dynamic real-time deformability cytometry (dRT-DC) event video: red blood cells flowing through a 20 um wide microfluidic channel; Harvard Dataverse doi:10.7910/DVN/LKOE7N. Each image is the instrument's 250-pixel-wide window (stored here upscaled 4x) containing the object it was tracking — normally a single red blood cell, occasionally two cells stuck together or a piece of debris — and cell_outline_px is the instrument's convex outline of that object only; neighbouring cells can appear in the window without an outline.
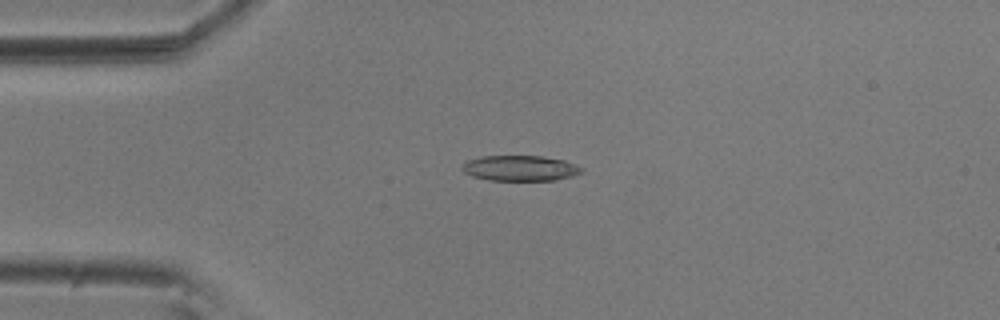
{"species": "common noctule bat (a hibernating species)", "species_latin": "Nyctalus noctula", "temperature_condition": "room temperature", "stored_images_in_passage": 43, "camera_frame_rate_fps": 3000, "um_per_image_px": 0.085, "animal": {"sex": "male", "body_mass_g": 20.5, "forearm_length_mm": 52.5}, "frame": {"image": 1, "passage_image": 1, "time_ms": 0.0, "image_size_px": [1000, 320], "cell_outline_px": [[584, 172], [572, 176], [556, 180], [488, 180], [472, 176], [464, 172], [460, 168], [468, 160], [484, 156], [540, 156], [564, 160], [576, 164], [584, 168]], "centroid_in_image_um": [44.25, 14.3], "position_along_channel_um": 40.8, "area_um2": 17.74}}
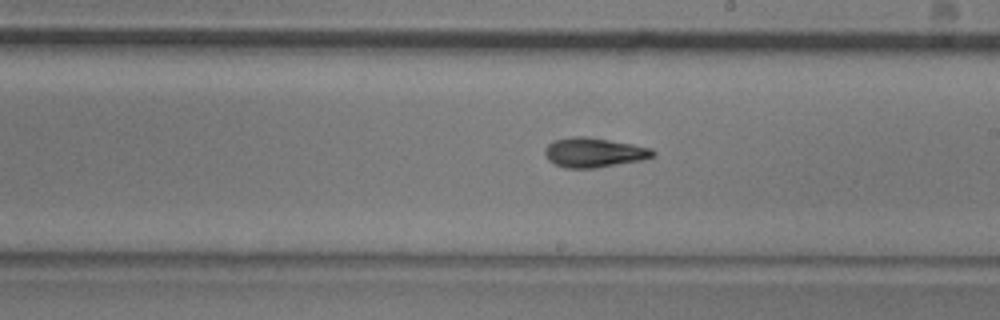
{"frame": {"image": 2, "passage_image": 19, "time_ms": 6.0, "image_size_px": [1000, 320], "cell_outline_px": [[656, 156], [644, 160], [596, 168], [564, 168], [552, 164], [548, 160], [544, 152], [544, 148], [552, 140], [572, 136], [588, 136], [632, 144], [652, 148], [656, 152]], "centroid_in_image_um": [50.48, 12.96], "position_along_channel_um": 238.5, "area_um2": 19.07}}
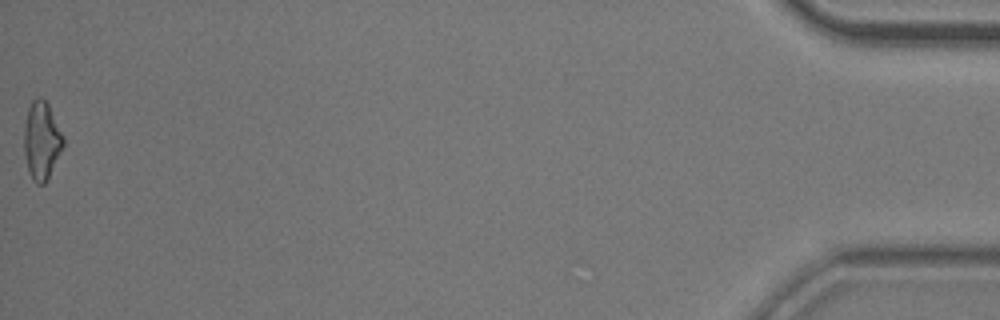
{"frame": {"image": 3, "passage_image": 43, "time_ms": 14.0, "image_size_px": [1000, 320], "cell_outline_px": [[64, 144], [44, 184], [36, 184], [32, 180], [28, 172], [24, 152], [24, 124], [28, 108], [32, 100], [36, 96], [40, 96], [48, 104], [64, 136]], "centroid_in_image_um": [3.51, 11.92], "position_along_channel_um": 431.7, "area_um2": 17.74}, "authors_computed_cell_mechanics": {"area_um2": 17.7446, "velocity_mm_per_s": 3.6683, "shape_relaxation_time_tau1_ms": 5.8844, "shape_relaxation_time_tau2_ms": 3.8429, "deformation_change_tau1": 0.1841, "deformation_change_tau2": 0.1158}}